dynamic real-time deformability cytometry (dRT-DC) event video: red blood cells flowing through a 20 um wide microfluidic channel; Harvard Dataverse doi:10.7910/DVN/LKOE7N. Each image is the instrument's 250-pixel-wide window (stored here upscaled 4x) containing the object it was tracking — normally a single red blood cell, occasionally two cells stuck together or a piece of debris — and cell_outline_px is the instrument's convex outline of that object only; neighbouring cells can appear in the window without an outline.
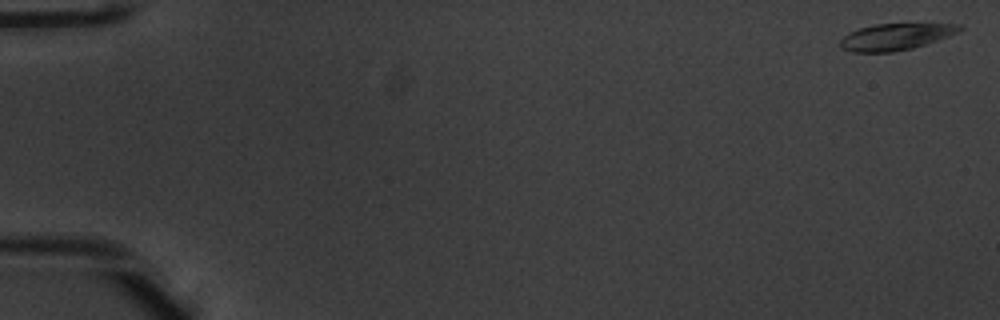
{"species": "common noctule bat (a hibernating species)", "species_latin": "Nyctalus noctula", "temperature_condition": "warm", "stored_images_in_passage": 52, "camera_frame_rate_fps": 3000, "um_per_image_px": 0.085, "animal": {"sex": "male", "body_mass_g": 20.1, "forearm_length_mm": 53.5}, "frame": {"image": 1, "passage_image": 1, "time_ms": 0.0, "image_size_px": [1000, 320], "cell_outline_px": [[964, 28], [960, 32], [912, 48], [892, 52], [852, 52], [840, 48], [840, 40], [844, 36], [860, 28], [876, 24], [960, 24]], "centroid_in_image_um": [76.13, 3.13], "position_along_channel_um": 8.9, "area_um2": 18.21}}
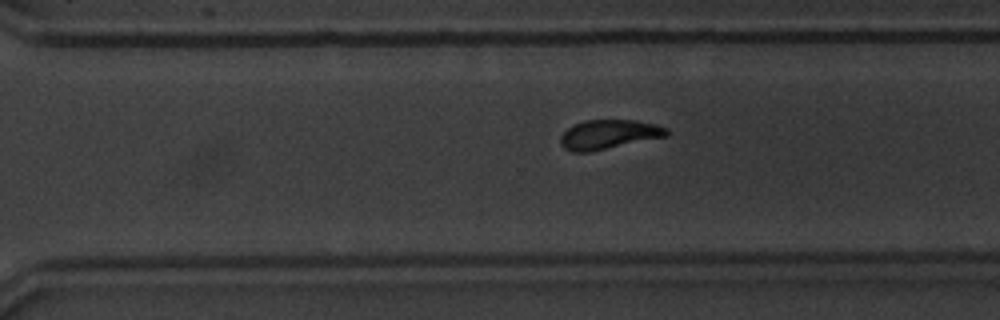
{"frame": {"image": 2, "passage_image": 37, "time_ms": 12.0, "image_size_px": [1000, 320], "cell_outline_px": [[668, 136], [588, 152], [572, 152], [564, 148], [560, 144], [560, 136], [568, 128], [584, 120], [636, 120], [656, 124], [668, 128]], "centroid_in_image_um": [51.75, 11.42], "position_along_channel_um": 318.8, "area_um2": 18.09}}
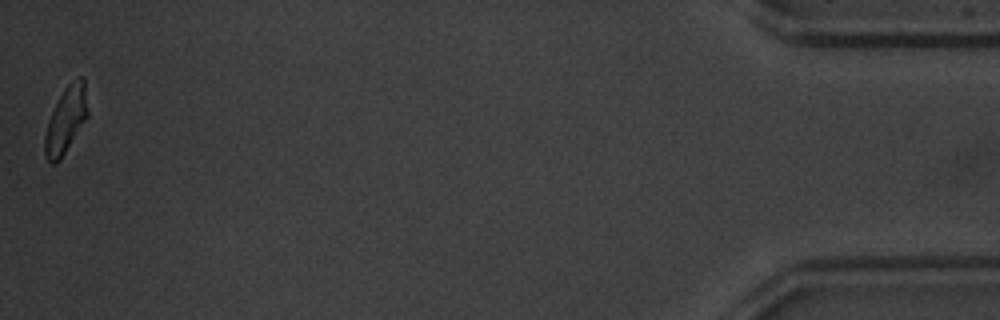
{"frame": {"image": 3, "passage_image": 52, "time_ms": 17.0, "image_size_px": [1000, 320], "cell_outline_px": [[88, 116], [60, 160], [56, 164], [52, 164], [48, 160], [44, 152], [44, 136], [48, 120], [64, 88], [72, 80], [80, 76], [84, 76], [88, 112]], "centroid_in_image_um": [5.6, 10.19], "position_along_channel_um": 429.6, "area_um2": 16.53}, "authors_computed_cell_mechanics": {"area_um2": 18.5538, "velocity_mm_per_s": 3.9222, "shape_relaxation_time_tau1_ms": 3.2411, "shape_relaxation_time_tau2_ms": 3.704, "deformation_change_tau1": 0.1475, "deformation_change_tau2": 0.0994}}